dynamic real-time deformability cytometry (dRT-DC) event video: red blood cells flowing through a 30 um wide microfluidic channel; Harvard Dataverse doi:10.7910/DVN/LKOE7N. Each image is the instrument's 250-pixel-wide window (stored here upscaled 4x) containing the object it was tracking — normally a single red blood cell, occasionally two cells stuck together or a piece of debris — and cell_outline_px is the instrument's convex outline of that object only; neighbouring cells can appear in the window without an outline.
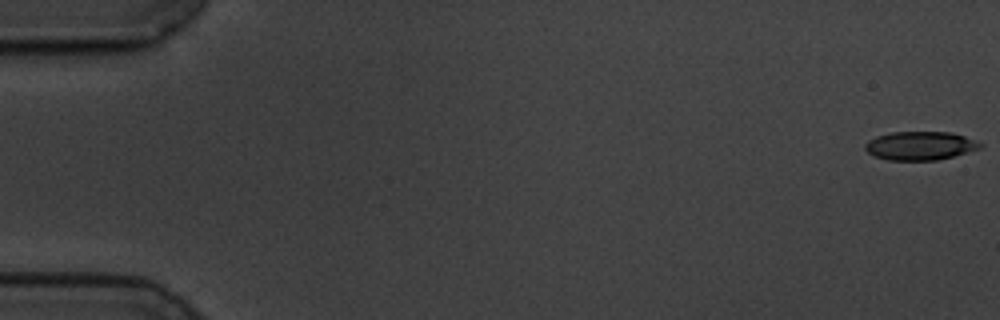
{"species": "common noctule bat (a hibernating species)", "species_latin": "Nyctalus noctula", "temperature_condition": "cold", "stored_images_in_passage": 58, "camera_frame_rate_fps": 3000, "um_per_image_px": 0.085, "animal": {"sex": "male", "body_mass_g": 19.5, "forearm_length_mm": 54.6}, "frame": {"image": 1, "passage_image": 1, "time_ms": 0.0, "image_size_px": [1000, 320], "cell_outline_px": [[984, 144], [980, 148], [952, 156], [936, 160], [888, 160], [872, 156], [864, 148], [864, 144], [868, 140], [876, 136], [892, 132], [952, 132], [964, 136]], "centroid_in_image_um": [78.16, 12.38], "position_along_channel_um": 6.8, "area_um2": 19.13}}
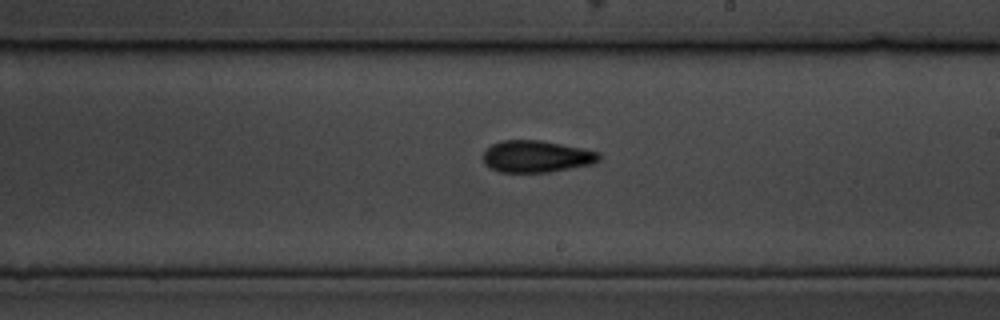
{"frame": {"image": 2, "passage_image": 34, "time_ms": 11.0, "image_size_px": [1000, 320], "cell_outline_px": [[600, 160], [592, 164], [548, 172], [500, 172], [488, 168], [484, 164], [484, 152], [492, 144], [500, 140], [540, 140], [600, 152]], "centroid_in_image_um": [45.57, 13.3], "position_along_channel_um": 243.4, "area_um2": 21.44}}
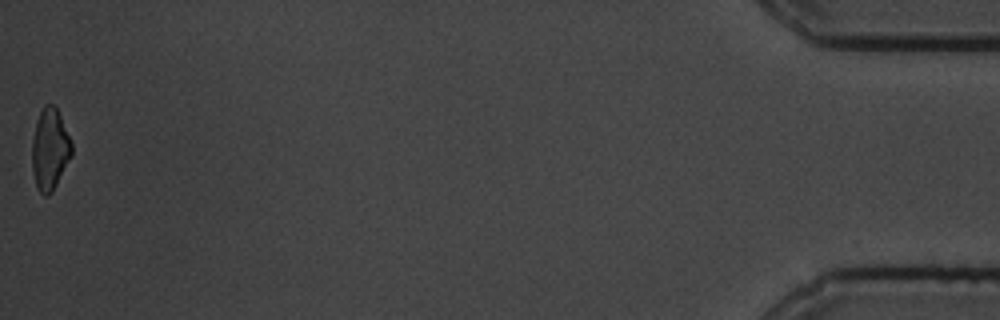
{"frame": {"image": 3, "passage_image": 58, "time_ms": 19.0, "image_size_px": [1000, 320], "cell_outline_px": [[72, 156], [52, 192], [48, 196], [44, 196], [36, 188], [32, 168], [32, 140], [36, 120], [44, 104], [52, 104], [56, 108], [60, 116], [72, 144]], "centroid_in_image_um": [4.22, 12.71], "position_along_channel_um": 431.0, "area_um2": 18.84}, "authors_computed_cell_mechanics": {"area_um2": 20.3745, "velocity_mm_per_s": 3.5148, "shape_relaxation_time_tau1_ms": 5.4344, "shape_relaxation_time_tau2_ms": 5.1601, "deformation_change_tau1": 0.1366, "deformation_change_tau2": 0.1438}}